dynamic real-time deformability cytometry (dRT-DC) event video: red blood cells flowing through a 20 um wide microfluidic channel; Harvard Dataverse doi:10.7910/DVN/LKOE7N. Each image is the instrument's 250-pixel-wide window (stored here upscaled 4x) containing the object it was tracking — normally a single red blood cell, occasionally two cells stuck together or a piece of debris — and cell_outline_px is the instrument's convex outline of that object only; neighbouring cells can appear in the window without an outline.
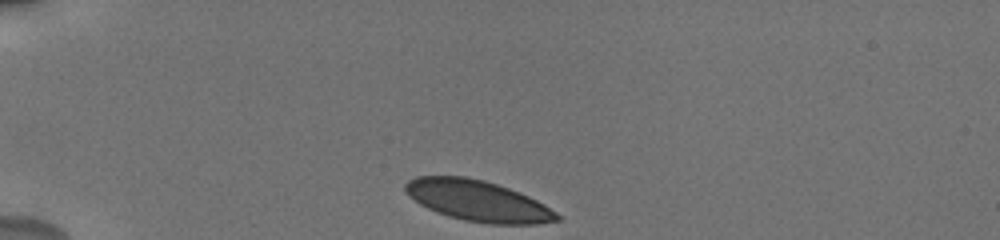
{"species": "human", "species_latin": "Homo sapiens", "temperature_condition": "cold", "stored_images_in_passage": 30, "camera_frame_rate_fps": 3000, "um_per_image_px": 0.085, "donor": {"sex": "male"}, "frame": {"image": 1, "passage_image": 1, "time_ms": 0.0, "image_size_px": [1000, 240], "cell_outline_px": [[560, 220], [536, 224], [488, 224], [464, 220], [448, 216], [436, 212], [420, 204], [404, 188], [404, 184], [408, 180], [416, 176], [464, 176], [484, 180], [520, 192], [544, 204], [556, 212], [560, 216]], "centroid_in_image_um": [40.63, 17.07], "position_along_channel_um": 44.4, "area_um2": 35.89}}
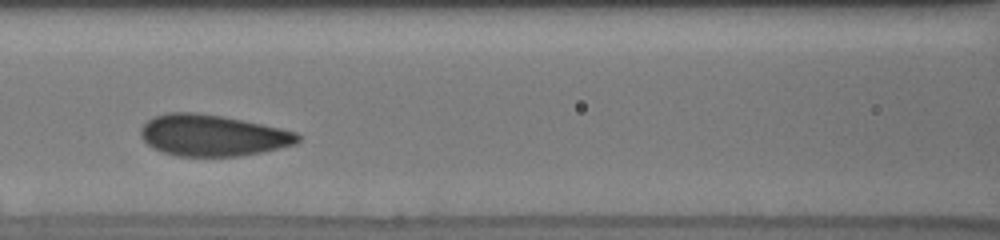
{"frame": {"image": 2, "passage_image": 14, "time_ms": 4.0, "image_size_px": [1000, 240], "cell_outline_px": [[300, 140], [296, 144], [264, 152], [240, 156], [176, 156], [152, 148], [140, 136], [140, 128], [148, 120], [156, 116], [168, 112], [196, 112], [220, 116], [280, 128], [296, 132], [300, 136]], "centroid_in_image_um": [18.06, 11.52], "position_along_channel_um": 148.5, "area_um2": 37.74}}
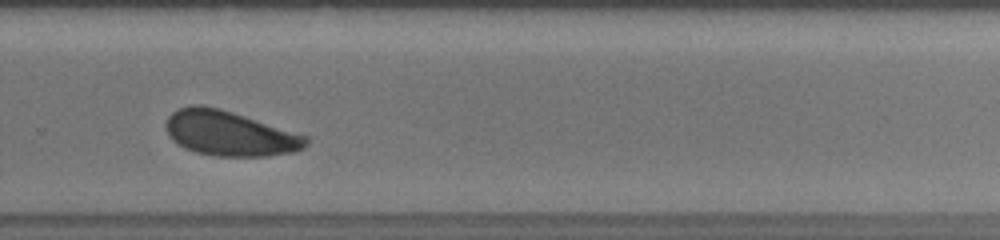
{"frame": {"image": 3, "passage_image": 25, "time_ms": 8.333, "image_size_px": [1000, 240], "cell_outline_px": [[308, 144], [304, 148], [292, 152], [268, 156], [212, 156], [196, 152], [184, 148], [172, 140], [164, 124], [168, 116], [176, 108], [192, 104], [204, 104], [220, 108], [308, 136]], "centroid_in_image_um": [19.48, 11.33], "position_along_channel_um": 310.3, "area_um2": 36.93}}